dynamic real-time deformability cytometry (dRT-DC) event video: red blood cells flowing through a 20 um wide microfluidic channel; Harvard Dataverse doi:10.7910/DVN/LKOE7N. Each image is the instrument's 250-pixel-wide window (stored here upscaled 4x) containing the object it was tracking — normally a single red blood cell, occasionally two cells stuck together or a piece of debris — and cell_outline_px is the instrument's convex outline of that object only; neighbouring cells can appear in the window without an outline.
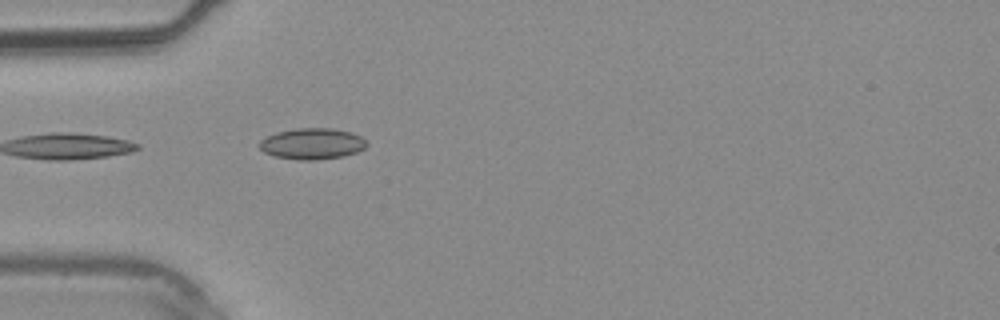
{"species": "common noctule bat (a hibernating species)", "species_latin": "Nyctalus noctula", "temperature_condition": "warm", "stored_images_in_passage": 3, "camera_frame_rate_fps": 3000, "um_per_image_px": 0.085, "animal": {"sex": "male", "body_mass_g": 20.4}, "frame": {"image": 1, "passage_image": 3, "time_ms": 2.333, "image_size_px": [1000, 320], "cell_outline_px": [[368, 144], [364, 148], [356, 152], [344, 156], [316, 160], [296, 160], [276, 156], [264, 152], [260, 148], [260, 140], [276, 132], [296, 128], [332, 128], [352, 132], [360, 136]], "centroid_in_image_um": [26.54, 12.21], "position_along_channel_um": 58.5, "area_um2": 19.42}}